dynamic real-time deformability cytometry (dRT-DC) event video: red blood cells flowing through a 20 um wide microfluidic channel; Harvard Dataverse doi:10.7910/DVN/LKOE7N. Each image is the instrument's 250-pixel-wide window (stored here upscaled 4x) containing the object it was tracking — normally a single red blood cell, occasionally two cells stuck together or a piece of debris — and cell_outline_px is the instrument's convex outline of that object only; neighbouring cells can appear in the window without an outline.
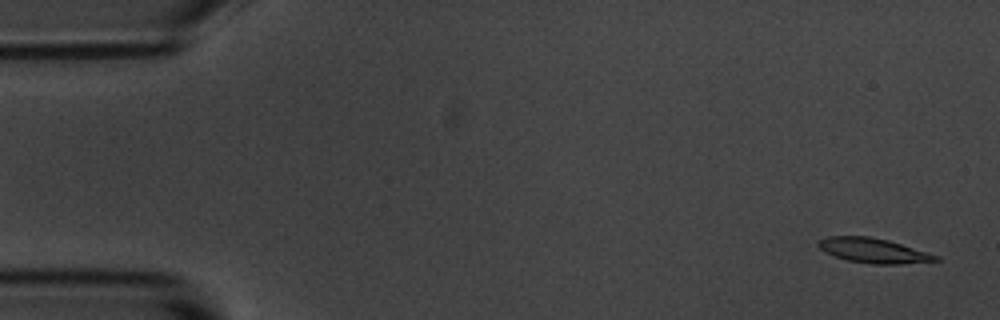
{"species": "common noctule bat (a hibernating species)", "species_latin": "Nyctalus noctula", "temperature_condition": "room temperature", "stored_images_in_passage": 5, "camera_frame_rate_fps": 3000, "um_per_image_px": 0.085, "animal": {"sex": "male", "body_mass_g": 20.1, "forearm_length_mm": 53.5}, "frame": {"image": 1, "passage_image": 1, "time_ms": 0.0, "image_size_px": [1000, 320], "cell_outline_px": [[940, 260], [900, 264], [872, 264], [848, 260], [824, 252], [816, 244], [820, 240], [828, 236], [868, 236], [888, 240], [928, 252], [940, 256]], "centroid_in_image_um": [74.25, 21.29], "position_along_channel_um": 10.8, "area_um2": 16.82}}
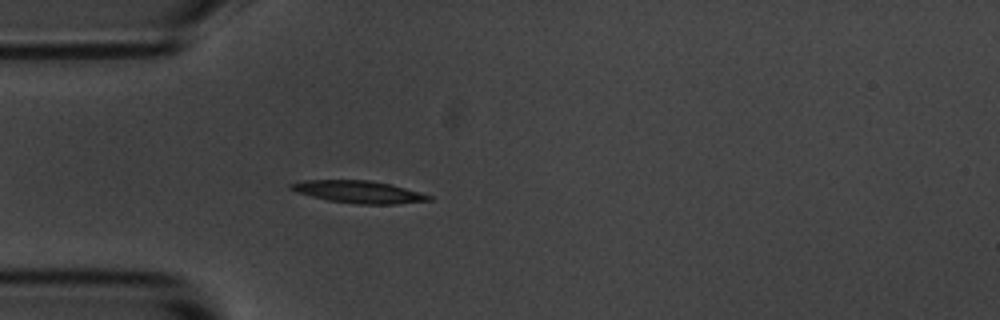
{"frame": {"image": 2, "passage_image": 5, "time_ms": 4.333, "image_size_px": [1000, 320], "cell_outline_px": [[432, 200], [396, 204], [356, 204], [328, 200], [296, 192], [288, 188], [288, 184], [304, 180], [368, 180], [392, 184], [420, 192], [432, 196]], "centroid_in_image_um": [30.48, 16.3], "position_along_channel_um": 54.5, "area_um2": 17.98}}